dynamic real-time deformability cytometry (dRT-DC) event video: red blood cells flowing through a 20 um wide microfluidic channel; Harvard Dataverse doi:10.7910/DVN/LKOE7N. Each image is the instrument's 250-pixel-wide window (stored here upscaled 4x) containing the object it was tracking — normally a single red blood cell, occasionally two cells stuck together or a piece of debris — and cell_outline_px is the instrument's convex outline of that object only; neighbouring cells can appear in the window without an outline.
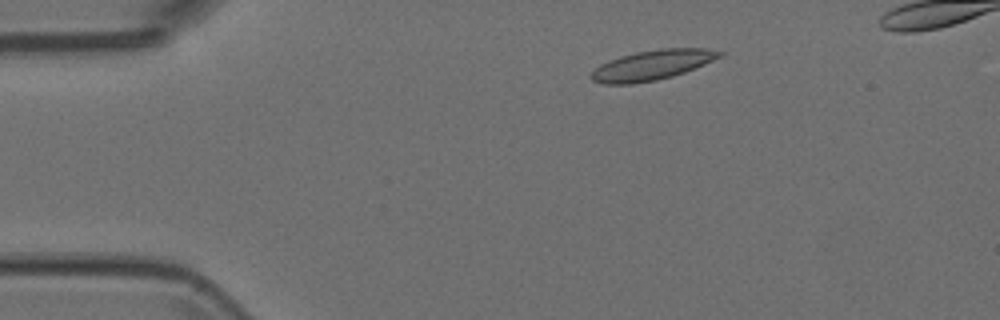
{"species": "Egyptian fruit bat (a non-hibernating species)", "species_latin": "Rousettus aegyptiacus", "temperature_condition": "room temperature", "stored_images_in_passage": 4, "camera_frame_rate_fps": 3000, "um_per_image_px": 0.085, "animal": {"sex": "female"}, "frame": {"image": 1, "passage_image": 2, "time_ms": 0.333, "image_size_px": [1000, 320], "cell_outline_px": [[724, 52], [720, 56], [704, 64], [684, 72], [672, 76], [656, 80], [632, 84], [604, 84], [592, 80], [588, 76], [600, 64], [608, 60], [620, 56], [636, 52], [664, 48], [708, 48]], "centroid_in_image_um": [55.39, 5.53], "position_along_channel_um": 29.6, "area_um2": 22.25}}